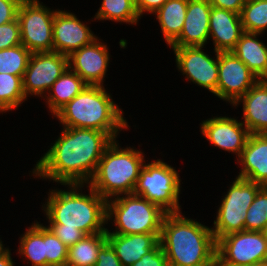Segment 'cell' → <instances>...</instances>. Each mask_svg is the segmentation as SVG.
<instances>
[{"instance_id": "cell-10", "label": "cell", "mask_w": 267, "mask_h": 266, "mask_svg": "<svg viewBox=\"0 0 267 266\" xmlns=\"http://www.w3.org/2000/svg\"><path fill=\"white\" fill-rule=\"evenodd\" d=\"M267 260L262 232L243 230L217 240L216 266H251Z\"/></svg>"}, {"instance_id": "cell-22", "label": "cell", "mask_w": 267, "mask_h": 266, "mask_svg": "<svg viewBox=\"0 0 267 266\" xmlns=\"http://www.w3.org/2000/svg\"><path fill=\"white\" fill-rule=\"evenodd\" d=\"M260 33L243 32L231 51L243 61L259 80L267 79V45L258 39Z\"/></svg>"}, {"instance_id": "cell-35", "label": "cell", "mask_w": 267, "mask_h": 266, "mask_svg": "<svg viewBox=\"0 0 267 266\" xmlns=\"http://www.w3.org/2000/svg\"><path fill=\"white\" fill-rule=\"evenodd\" d=\"M131 266H169L160 242Z\"/></svg>"}, {"instance_id": "cell-3", "label": "cell", "mask_w": 267, "mask_h": 266, "mask_svg": "<svg viewBox=\"0 0 267 266\" xmlns=\"http://www.w3.org/2000/svg\"><path fill=\"white\" fill-rule=\"evenodd\" d=\"M68 190H50L42 205L49 224H62V228L79 229L86 235L106 232L107 200L90 185L72 183ZM86 186L89 194H83ZM81 190V191H80Z\"/></svg>"}, {"instance_id": "cell-8", "label": "cell", "mask_w": 267, "mask_h": 266, "mask_svg": "<svg viewBox=\"0 0 267 266\" xmlns=\"http://www.w3.org/2000/svg\"><path fill=\"white\" fill-rule=\"evenodd\" d=\"M262 187L252 181L235 178L222 198L214 220L212 231L216 241L227 234L245 230L247 210Z\"/></svg>"}, {"instance_id": "cell-11", "label": "cell", "mask_w": 267, "mask_h": 266, "mask_svg": "<svg viewBox=\"0 0 267 266\" xmlns=\"http://www.w3.org/2000/svg\"><path fill=\"white\" fill-rule=\"evenodd\" d=\"M68 56L56 51L31 53L23 75V90L29 95L46 96L53 83L68 68ZM45 93V94H44Z\"/></svg>"}, {"instance_id": "cell-6", "label": "cell", "mask_w": 267, "mask_h": 266, "mask_svg": "<svg viewBox=\"0 0 267 266\" xmlns=\"http://www.w3.org/2000/svg\"><path fill=\"white\" fill-rule=\"evenodd\" d=\"M166 214L160 206L142 196L119 195L107 200V224L108 220H113L115 230L111 232L107 228L106 234H161Z\"/></svg>"}, {"instance_id": "cell-32", "label": "cell", "mask_w": 267, "mask_h": 266, "mask_svg": "<svg viewBox=\"0 0 267 266\" xmlns=\"http://www.w3.org/2000/svg\"><path fill=\"white\" fill-rule=\"evenodd\" d=\"M46 266H66L68 247L45 225Z\"/></svg>"}, {"instance_id": "cell-4", "label": "cell", "mask_w": 267, "mask_h": 266, "mask_svg": "<svg viewBox=\"0 0 267 266\" xmlns=\"http://www.w3.org/2000/svg\"><path fill=\"white\" fill-rule=\"evenodd\" d=\"M121 109L104 85H87L54 117L62 127L94 129L116 140L120 131L129 127Z\"/></svg>"}, {"instance_id": "cell-36", "label": "cell", "mask_w": 267, "mask_h": 266, "mask_svg": "<svg viewBox=\"0 0 267 266\" xmlns=\"http://www.w3.org/2000/svg\"><path fill=\"white\" fill-rule=\"evenodd\" d=\"M23 0H0V25L14 21Z\"/></svg>"}, {"instance_id": "cell-2", "label": "cell", "mask_w": 267, "mask_h": 266, "mask_svg": "<svg viewBox=\"0 0 267 266\" xmlns=\"http://www.w3.org/2000/svg\"><path fill=\"white\" fill-rule=\"evenodd\" d=\"M159 242L169 266H216L217 241L212 228L182 212L165 215Z\"/></svg>"}, {"instance_id": "cell-34", "label": "cell", "mask_w": 267, "mask_h": 266, "mask_svg": "<svg viewBox=\"0 0 267 266\" xmlns=\"http://www.w3.org/2000/svg\"><path fill=\"white\" fill-rule=\"evenodd\" d=\"M67 247L82 240L86 234L79 229L62 228V224H49L47 226Z\"/></svg>"}, {"instance_id": "cell-42", "label": "cell", "mask_w": 267, "mask_h": 266, "mask_svg": "<svg viewBox=\"0 0 267 266\" xmlns=\"http://www.w3.org/2000/svg\"><path fill=\"white\" fill-rule=\"evenodd\" d=\"M263 236H264V239L266 240L267 242V225L263 228V230L261 231Z\"/></svg>"}, {"instance_id": "cell-17", "label": "cell", "mask_w": 267, "mask_h": 266, "mask_svg": "<svg viewBox=\"0 0 267 266\" xmlns=\"http://www.w3.org/2000/svg\"><path fill=\"white\" fill-rule=\"evenodd\" d=\"M211 8L208 0H188L183 29L170 47L206 46Z\"/></svg>"}, {"instance_id": "cell-20", "label": "cell", "mask_w": 267, "mask_h": 266, "mask_svg": "<svg viewBox=\"0 0 267 266\" xmlns=\"http://www.w3.org/2000/svg\"><path fill=\"white\" fill-rule=\"evenodd\" d=\"M242 103L243 121L250 134L267 133V80H259L233 106Z\"/></svg>"}, {"instance_id": "cell-39", "label": "cell", "mask_w": 267, "mask_h": 266, "mask_svg": "<svg viewBox=\"0 0 267 266\" xmlns=\"http://www.w3.org/2000/svg\"><path fill=\"white\" fill-rule=\"evenodd\" d=\"M211 6L240 14L245 4L244 0H208Z\"/></svg>"}, {"instance_id": "cell-14", "label": "cell", "mask_w": 267, "mask_h": 266, "mask_svg": "<svg viewBox=\"0 0 267 266\" xmlns=\"http://www.w3.org/2000/svg\"><path fill=\"white\" fill-rule=\"evenodd\" d=\"M109 61L108 47L98 37L68 56L69 68L76 72L87 85L103 86Z\"/></svg>"}, {"instance_id": "cell-29", "label": "cell", "mask_w": 267, "mask_h": 266, "mask_svg": "<svg viewBox=\"0 0 267 266\" xmlns=\"http://www.w3.org/2000/svg\"><path fill=\"white\" fill-rule=\"evenodd\" d=\"M240 18L243 31L263 34L267 29V0L245 2Z\"/></svg>"}, {"instance_id": "cell-30", "label": "cell", "mask_w": 267, "mask_h": 266, "mask_svg": "<svg viewBox=\"0 0 267 266\" xmlns=\"http://www.w3.org/2000/svg\"><path fill=\"white\" fill-rule=\"evenodd\" d=\"M31 52L23 45L0 50V73H9L23 78Z\"/></svg>"}, {"instance_id": "cell-13", "label": "cell", "mask_w": 267, "mask_h": 266, "mask_svg": "<svg viewBox=\"0 0 267 266\" xmlns=\"http://www.w3.org/2000/svg\"><path fill=\"white\" fill-rule=\"evenodd\" d=\"M174 51L176 65L186 80L205 88L217 96L218 84V52L210 57L202 46L170 47Z\"/></svg>"}, {"instance_id": "cell-16", "label": "cell", "mask_w": 267, "mask_h": 266, "mask_svg": "<svg viewBox=\"0 0 267 266\" xmlns=\"http://www.w3.org/2000/svg\"><path fill=\"white\" fill-rule=\"evenodd\" d=\"M200 124L202 136L213 146L240 157L250 136L249 130L241 121L227 116H215Z\"/></svg>"}, {"instance_id": "cell-40", "label": "cell", "mask_w": 267, "mask_h": 266, "mask_svg": "<svg viewBox=\"0 0 267 266\" xmlns=\"http://www.w3.org/2000/svg\"><path fill=\"white\" fill-rule=\"evenodd\" d=\"M11 250H9L3 257L0 258V266H15L11 258Z\"/></svg>"}, {"instance_id": "cell-33", "label": "cell", "mask_w": 267, "mask_h": 266, "mask_svg": "<svg viewBox=\"0 0 267 266\" xmlns=\"http://www.w3.org/2000/svg\"><path fill=\"white\" fill-rule=\"evenodd\" d=\"M21 33L18 18L4 25H0V50L20 45Z\"/></svg>"}, {"instance_id": "cell-5", "label": "cell", "mask_w": 267, "mask_h": 266, "mask_svg": "<svg viewBox=\"0 0 267 266\" xmlns=\"http://www.w3.org/2000/svg\"><path fill=\"white\" fill-rule=\"evenodd\" d=\"M144 159L143 152L134 147L121 148L118 141L113 140L87 184L106 200L134 193Z\"/></svg>"}, {"instance_id": "cell-23", "label": "cell", "mask_w": 267, "mask_h": 266, "mask_svg": "<svg viewBox=\"0 0 267 266\" xmlns=\"http://www.w3.org/2000/svg\"><path fill=\"white\" fill-rule=\"evenodd\" d=\"M87 84L82 78L69 67L64 73L53 83L46 99V104L52 115L54 116L62 107L76 97Z\"/></svg>"}, {"instance_id": "cell-38", "label": "cell", "mask_w": 267, "mask_h": 266, "mask_svg": "<svg viewBox=\"0 0 267 266\" xmlns=\"http://www.w3.org/2000/svg\"><path fill=\"white\" fill-rule=\"evenodd\" d=\"M167 0H135L136 10L140 18L148 13H155ZM145 12V13H144Z\"/></svg>"}, {"instance_id": "cell-31", "label": "cell", "mask_w": 267, "mask_h": 266, "mask_svg": "<svg viewBox=\"0 0 267 266\" xmlns=\"http://www.w3.org/2000/svg\"><path fill=\"white\" fill-rule=\"evenodd\" d=\"M267 225V186L256 194L253 203L247 210L245 230L261 232Z\"/></svg>"}, {"instance_id": "cell-21", "label": "cell", "mask_w": 267, "mask_h": 266, "mask_svg": "<svg viewBox=\"0 0 267 266\" xmlns=\"http://www.w3.org/2000/svg\"><path fill=\"white\" fill-rule=\"evenodd\" d=\"M160 234H107V241L115 250L123 266H131L159 243Z\"/></svg>"}, {"instance_id": "cell-12", "label": "cell", "mask_w": 267, "mask_h": 266, "mask_svg": "<svg viewBox=\"0 0 267 266\" xmlns=\"http://www.w3.org/2000/svg\"><path fill=\"white\" fill-rule=\"evenodd\" d=\"M258 81V77L232 52H218V98L234 105Z\"/></svg>"}, {"instance_id": "cell-41", "label": "cell", "mask_w": 267, "mask_h": 266, "mask_svg": "<svg viewBox=\"0 0 267 266\" xmlns=\"http://www.w3.org/2000/svg\"><path fill=\"white\" fill-rule=\"evenodd\" d=\"M8 251L9 248H5L3 246V242L0 240V258L3 257Z\"/></svg>"}, {"instance_id": "cell-26", "label": "cell", "mask_w": 267, "mask_h": 266, "mask_svg": "<svg viewBox=\"0 0 267 266\" xmlns=\"http://www.w3.org/2000/svg\"><path fill=\"white\" fill-rule=\"evenodd\" d=\"M106 242V232L86 235L82 240L68 247L66 266H94L98 252Z\"/></svg>"}, {"instance_id": "cell-1", "label": "cell", "mask_w": 267, "mask_h": 266, "mask_svg": "<svg viewBox=\"0 0 267 266\" xmlns=\"http://www.w3.org/2000/svg\"><path fill=\"white\" fill-rule=\"evenodd\" d=\"M55 143L35 164L32 174L60 184H87L113 138L106 132L62 127Z\"/></svg>"}, {"instance_id": "cell-27", "label": "cell", "mask_w": 267, "mask_h": 266, "mask_svg": "<svg viewBox=\"0 0 267 266\" xmlns=\"http://www.w3.org/2000/svg\"><path fill=\"white\" fill-rule=\"evenodd\" d=\"M94 19L137 25L141 18L137 13L135 0H103Z\"/></svg>"}, {"instance_id": "cell-18", "label": "cell", "mask_w": 267, "mask_h": 266, "mask_svg": "<svg viewBox=\"0 0 267 266\" xmlns=\"http://www.w3.org/2000/svg\"><path fill=\"white\" fill-rule=\"evenodd\" d=\"M236 160L242 166L237 177L267 186V133L250 134Z\"/></svg>"}, {"instance_id": "cell-19", "label": "cell", "mask_w": 267, "mask_h": 266, "mask_svg": "<svg viewBox=\"0 0 267 266\" xmlns=\"http://www.w3.org/2000/svg\"><path fill=\"white\" fill-rule=\"evenodd\" d=\"M240 14L213 7L209 18V38H212L214 50L231 52L243 33Z\"/></svg>"}, {"instance_id": "cell-43", "label": "cell", "mask_w": 267, "mask_h": 266, "mask_svg": "<svg viewBox=\"0 0 267 266\" xmlns=\"http://www.w3.org/2000/svg\"><path fill=\"white\" fill-rule=\"evenodd\" d=\"M251 266H267V260L263 261V262L255 263V264H253Z\"/></svg>"}, {"instance_id": "cell-37", "label": "cell", "mask_w": 267, "mask_h": 266, "mask_svg": "<svg viewBox=\"0 0 267 266\" xmlns=\"http://www.w3.org/2000/svg\"><path fill=\"white\" fill-rule=\"evenodd\" d=\"M94 266H123L116 255L115 250L108 241L101 247L98 252L97 262Z\"/></svg>"}, {"instance_id": "cell-25", "label": "cell", "mask_w": 267, "mask_h": 266, "mask_svg": "<svg viewBox=\"0 0 267 266\" xmlns=\"http://www.w3.org/2000/svg\"><path fill=\"white\" fill-rule=\"evenodd\" d=\"M18 254L31 266H46L45 255V226L43 223L34 222L20 237Z\"/></svg>"}, {"instance_id": "cell-24", "label": "cell", "mask_w": 267, "mask_h": 266, "mask_svg": "<svg viewBox=\"0 0 267 266\" xmlns=\"http://www.w3.org/2000/svg\"><path fill=\"white\" fill-rule=\"evenodd\" d=\"M188 0H167L153 15H156L163 37L170 46L184 26Z\"/></svg>"}, {"instance_id": "cell-7", "label": "cell", "mask_w": 267, "mask_h": 266, "mask_svg": "<svg viewBox=\"0 0 267 266\" xmlns=\"http://www.w3.org/2000/svg\"><path fill=\"white\" fill-rule=\"evenodd\" d=\"M181 179L178 171L166 162L157 159L144 163L134 194L148 199L167 213L181 212L179 195Z\"/></svg>"}, {"instance_id": "cell-9", "label": "cell", "mask_w": 267, "mask_h": 266, "mask_svg": "<svg viewBox=\"0 0 267 266\" xmlns=\"http://www.w3.org/2000/svg\"><path fill=\"white\" fill-rule=\"evenodd\" d=\"M39 0H23L18 10L21 43L31 52L53 51V20L51 10Z\"/></svg>"}, {"instance_id": "cell-15", "label": "cell", "mask_w": 267, "mask_h": 266, "mask_svg": "<svg viewBox=\"0 0 267 266\" xmlns=\"http://www.w3.org/2000/svg\"><path fill=\"white\" fill-rule=\"evenodd\" d=\"M52 35L53 51L67 56L97 38L75 14L60 9L54 15Z\"/></svg>"}, {"instance_id": "cell-28", "label": "cell", "mask_w": 267, "mask_h": 266, "mask_svg": "<svg viewBox=\"0 0 267 266\" xmlns=\"http://www.w3.org/2000/svg\"><path fill=\"white\" fill-rule=\"evenodd\" d=\"M26 100L22 77L0 73V113L18 108Z\"/></svg>"}]
</instances>
